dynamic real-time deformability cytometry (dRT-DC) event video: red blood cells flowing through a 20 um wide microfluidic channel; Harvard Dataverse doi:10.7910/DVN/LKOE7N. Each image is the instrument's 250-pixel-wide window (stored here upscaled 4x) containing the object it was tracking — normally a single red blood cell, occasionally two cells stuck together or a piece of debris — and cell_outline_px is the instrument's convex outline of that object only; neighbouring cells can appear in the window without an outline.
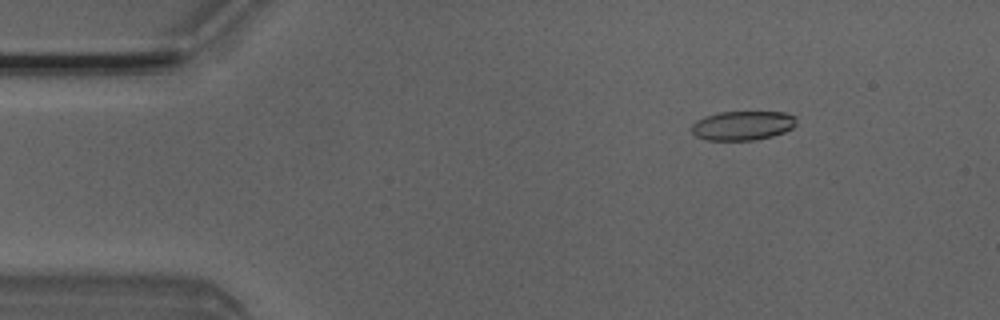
{"species": "Egyptian fruit bat (a non-hibernating species)", "species_latin": "Rousettus aegyptiacus", "temperature_condition": "room temperature", "stored_images_in_passage": 4, "camera_frame_rate_fps": 3000, "um_per_image_px": 0.085, "animal": {"sex": "male"}, "frame": {"image": 1, "passage_image": 2, "time_ms": 0.333, "image_size_px": [1000, 320], "cell_outline_px": [[796, 124], [792, 128], [784, 132], [772, 136], [756, 140], [708, 140], [696, 136], [692, 132], [692, 124], [696, 120], [704, 116], [720, 112], [784, 112], [796, 116]], "centroid_in_image_um": [63.13, 10.67], "position_along_channel_um": 21.9, "area_um2": 17.92}}